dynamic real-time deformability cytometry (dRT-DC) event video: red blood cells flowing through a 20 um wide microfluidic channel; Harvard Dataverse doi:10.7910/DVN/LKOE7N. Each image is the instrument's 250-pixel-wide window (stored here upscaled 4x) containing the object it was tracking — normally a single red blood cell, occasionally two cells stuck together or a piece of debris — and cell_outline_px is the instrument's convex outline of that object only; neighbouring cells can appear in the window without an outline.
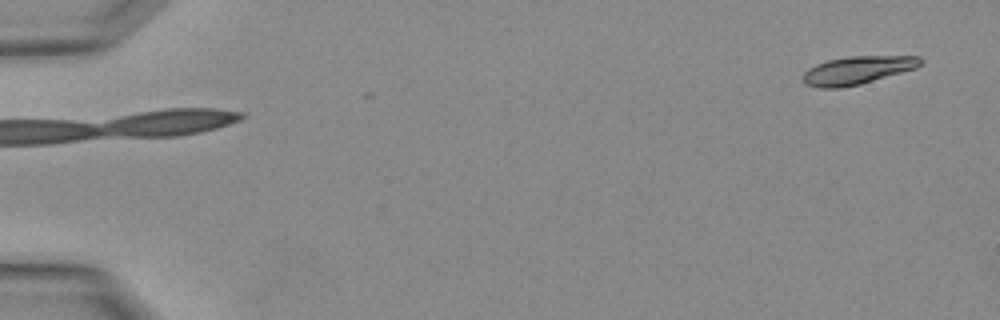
{"species": "Egyptian fruit bat (a non-hibernating species)", "species_latin": "Rousettus aegyptiacus", "temperature_condition": "warm", "stored_images_in_passage": 3, "camera_frame_rate_fps": 3000, "um_per_image_px": 0.085, "animal": {"sex": "female"}, "frame": {"image": 1, "passage_image": 1, "time_ms": 0.0, "image_size_px": [1000, 320], "cell_outline_px": [[924, 60], [916, 68], [860, 84], [840, 88], [820, 88], [804, 84], [804, 72], [808, 68], [816, 64], [828, 60], [848, 56], [920, 56]], "centroid_in_image_um": [72.87, 5.96], "position_along_channel_um": 12.1, "area_um2": 19.13}}